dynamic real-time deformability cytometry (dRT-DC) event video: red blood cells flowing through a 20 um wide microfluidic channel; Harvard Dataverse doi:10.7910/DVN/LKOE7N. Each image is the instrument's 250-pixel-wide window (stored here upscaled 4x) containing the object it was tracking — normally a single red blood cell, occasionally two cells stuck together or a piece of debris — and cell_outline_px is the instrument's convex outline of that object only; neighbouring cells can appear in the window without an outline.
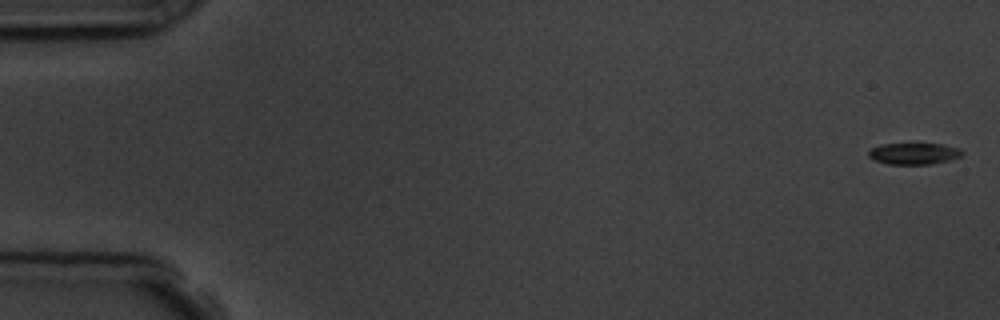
{"species": "common noctule bat (a hibernating species)", "species_latin": "Nyctalus noctula", "temperature_condition": "room temperature", "stored_images_in_passage": 5, "camera_frame_rate_fps": 3000, "um_per_image_px": 0.085, "animal": {"sex": "male", "body_mass_g": 19.5, "forearm_length_mm": 54.6}, "frame": {"image": 1, "passage_image": 1, "time_ms": 0.0, "image_size_px": [1000, 320], "cell_outline_px": [[964, 152], [960, 156], [948, 160], [928, 164], [888, 164], [872, 160], [868, 156], [868, 152], [872, 148], [880, 144], [944, 144], [960, 148]], "centroid_in_image_um": [77.66, 13.05], "position_along_channel_um": 7.3, "area_um2": 11.68}}